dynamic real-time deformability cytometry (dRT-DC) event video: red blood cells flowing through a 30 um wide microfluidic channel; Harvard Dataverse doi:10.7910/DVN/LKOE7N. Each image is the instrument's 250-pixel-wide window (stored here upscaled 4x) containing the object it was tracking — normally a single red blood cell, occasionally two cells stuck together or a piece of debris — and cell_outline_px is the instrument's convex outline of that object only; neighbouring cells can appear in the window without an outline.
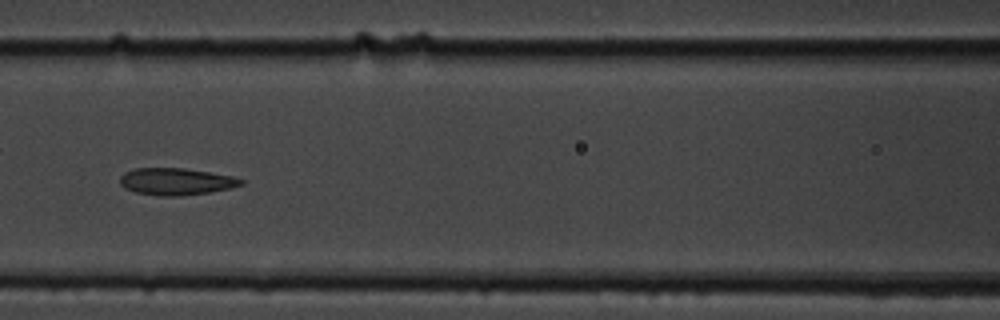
{"species": "common noctule bat (a hibernating species)", "species_latin": "Nyctalus noctula", "temperature_condition": "cold", "stored_images_in_passage": 9, "camera_frame_rate_fps": 3000, "um_per_image_px": 0.085, "animal": {"sex": "male", "body_mass_g": 19.5, "forearm_length_mm": 54.6}, "frame": {"image": 1, "passage_image": 7, "time_ms": 7.0, "image_size_px": [1000, 320], "cell_outline_px": [[244, 184], [228, 188], [208, 192], [180, 196], [160, 196], [136, 192], [124, 188], [120, 184], [120, 176], [124, 172], [136, 168], [184, 168], [232, 176], [244, 180]], "centroid_in_image_um": [14.93, 15.43], "position_along_channel_um": 151.7, "area_um2": 18.9}}
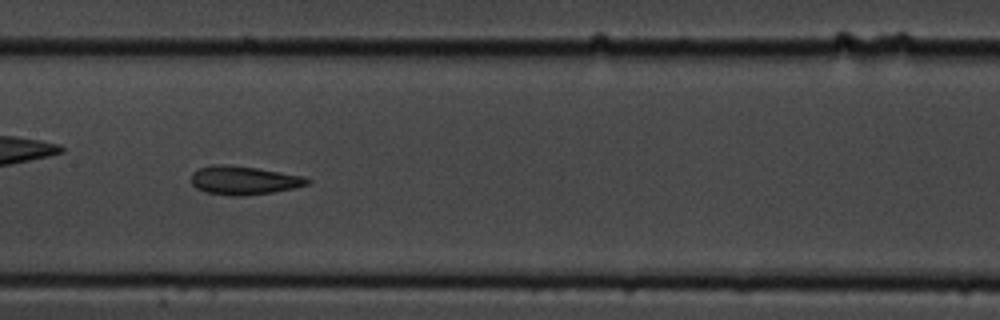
{"frame": {"image": 2, "passage_image": 8, "time_ms": 8.0, "image_size_px": [1000, 320], "cell_outline_px": [[312, 180], [308, 184], [292, 188], [272, 192], [244, 196], [228, 196], [204, 192], [196, 188], [192, 184], [192, 172], [200, 168], [212, 164], [224, 164], [256, 168], [304, 176]], "centroid_in_image_um": [20.69, 15.33], "position_along_channel_um": 186.7, "area_um2": 19.36}}
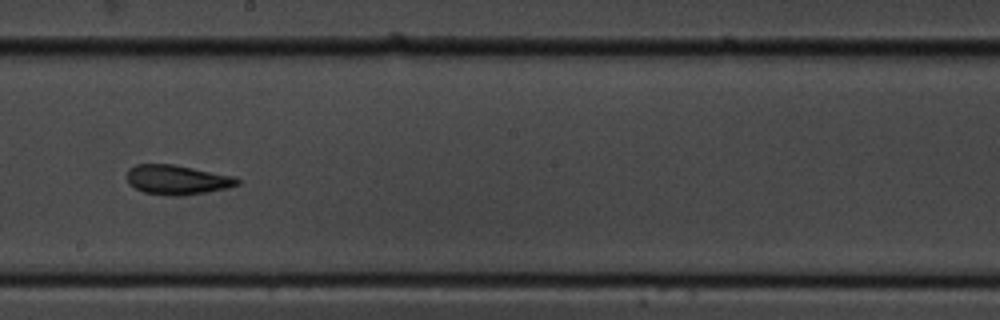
{"frame": {"image": 3, "passage_image": 9, "time_ms": 9.333, "image_size_px": [1000, 320], "cell_outline_px": [[240, 184], [228, 188], [208, 192], [184, 196], [172, 196], [144, 192], [128, 184], [128, 168], [136, 164], [172, 164], [236, 176], [240, 180]], "centroid_in_image_um": [15.1, 15.28], "position_along_channel_um": 233.1, "area_um2": 19.19}}